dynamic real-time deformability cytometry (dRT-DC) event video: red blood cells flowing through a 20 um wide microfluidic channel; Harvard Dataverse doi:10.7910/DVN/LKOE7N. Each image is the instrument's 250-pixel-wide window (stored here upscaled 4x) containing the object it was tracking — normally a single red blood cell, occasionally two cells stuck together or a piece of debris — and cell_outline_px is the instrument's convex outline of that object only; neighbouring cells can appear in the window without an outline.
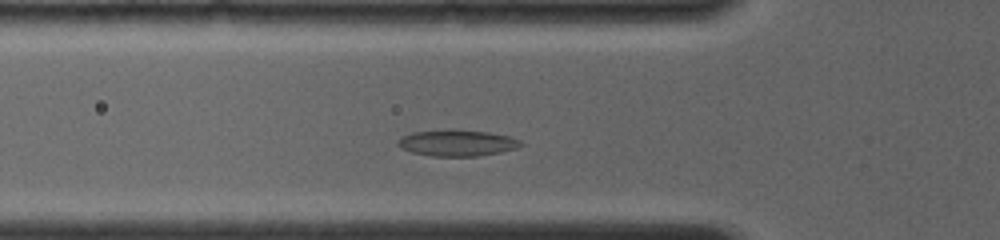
{"species": "common noctule bat (a hibernating species)", "species_latin": "Nyctalus noctula", "temperature_condition": "room temperature", "stored_images_in_passage": 47, "camera_frame_rate_fps": 4000, "um_per_image_px": 0.085, "animal": {"sex": "female", "body_mass_g": 19.0, "forearm_length_mm": 56.7}, "frame": {"image": 1, "passage_image": 12, "time_ms": 2.5, "image_size_px": [1000, 240], "cell_outline_px": [[524, 144], [516, 148], [500, 152], [476, 156], [432, 156], [412, 152], [396, 144], [404, 136], [412, 132], [448, 128], [452, 128], [488, 132], [508, 136], [520, 140]], "centroid_in_image_um": [38.87, 12.13], "position_along_channel_um": 86.9, "area_um2": 18.84}}
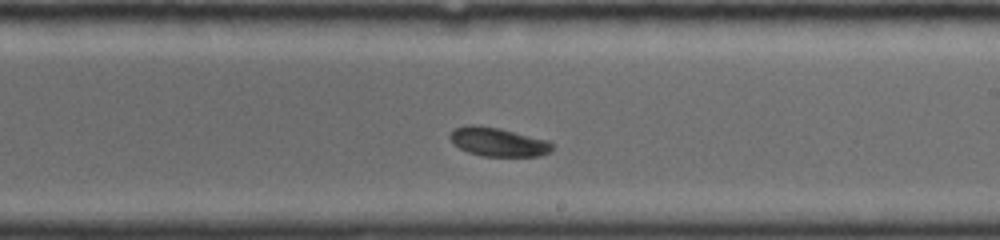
{"frame": {"image": 2, "passage_image": 27, "time_ms": 6.5, "image_size_px": [1000, 240], "cell_outline_px": [[552, 148], [548, 152], [540, 156], [484, 156], [468, 152], [460, 148], [448, 136], [452, 128], [468, 124], [476, 124], [500, 128], [548, 140], [552, 144]], "centroid_in_image_um": [42.3, 12.04], "position_along_channel_um": 246.7, "area_um2": 17.17}}
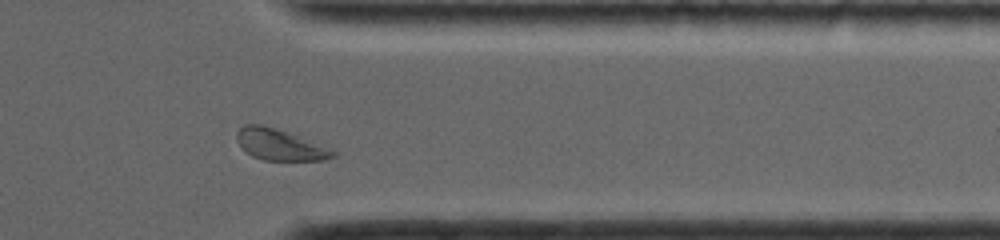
{"frame": {"image": 3, "passage_image": 42, "time_ms": 10.0, "image_size_px": [1000, 240], "cell_outline_px": [[336, 156], [324, 160], [264, 160], [252, 156], [236, 140], [236, 132], [244, 124], [260, 124], [276, 128], [336, 148]], "centroid_in_image_um": [23.87, 12.29], "position_along_channel_um": 387.5, "area_um2": 17.74}}